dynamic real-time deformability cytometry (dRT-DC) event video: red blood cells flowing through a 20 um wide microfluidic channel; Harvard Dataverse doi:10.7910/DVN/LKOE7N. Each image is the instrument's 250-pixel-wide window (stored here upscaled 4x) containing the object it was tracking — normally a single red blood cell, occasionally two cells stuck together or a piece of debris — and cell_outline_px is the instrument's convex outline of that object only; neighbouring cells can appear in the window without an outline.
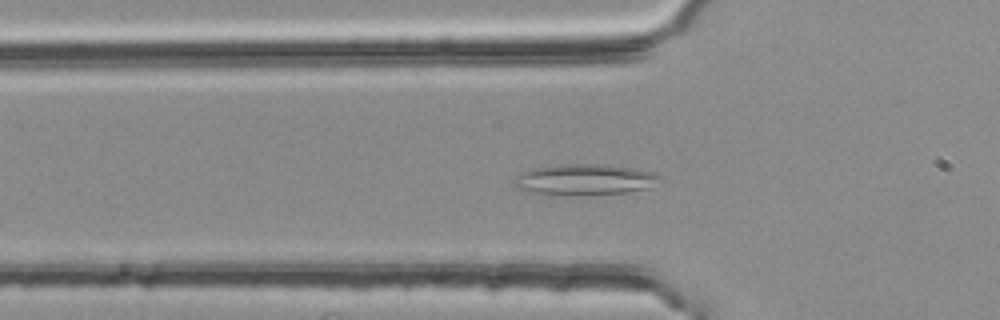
{"species": "common noctule bat (a hibernating species)", "species_latin": "Nyctalus noctula", "temperature_condition": "room temperature", "stored_images_in_passage": 48, "camera_frame_rate_fps": 3000, "um_per_image_px": 0.085, "animal": {"sex": "female", "body_mass_g": 25.1}, "frame": {"image": 1, "passage_image": 18, "time_ms": 5.667, "image_size_px": [1000, 320], "cell_outline_px": [[664, 176], [644, 188], [624, 192], [528, 192], [516, 188], [512, 184], [512, 180], [524, 172], [532, 168], [564, 164], [608, 164], [632, 168], [652, 172]], "centroid_in_image_um": [49.66, 15.2], "position_along_channel_um": 76.1, "area_um2": 24.74}}
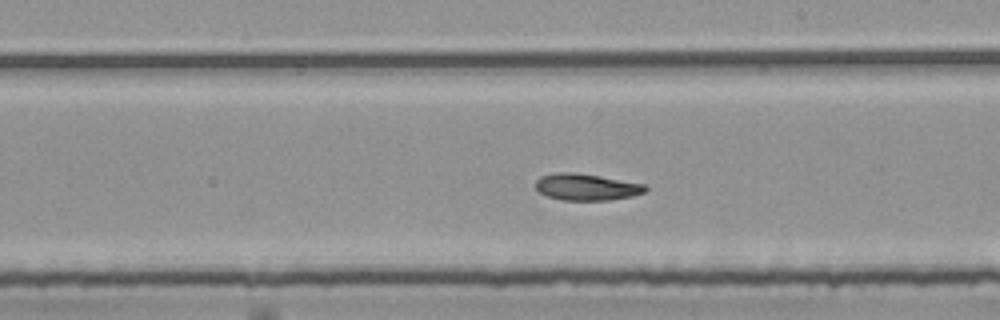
{"frame": {"image": 2, "passage_image": 31, "time_ms": 10.0, "image_size_px": [1000, 320], "cell_outline_px": [[648, 188], [644, 192], [632, 196], [608, 200], [564, 200], [548, 196], [540, 192], [536, 188], [536, 180], [540, 176], [552, 172], [572, 172], [600, 176], [644, 184]], "centroid_in_image_um": [49.82, 15.88], "position_along_channel_um": 239.2, "area_um2": 16.94}}
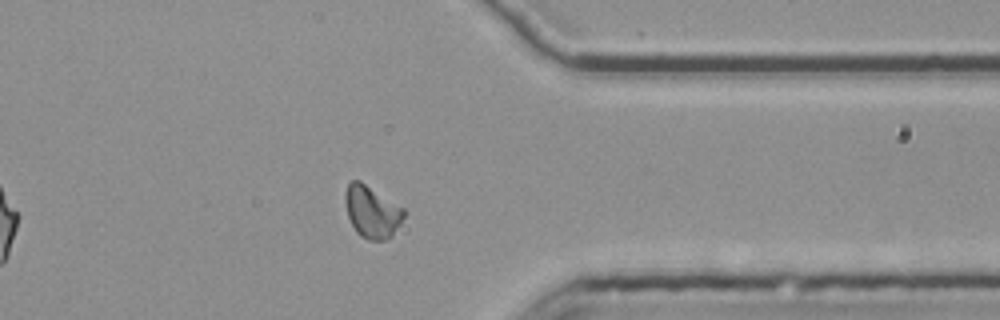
{"frame": {"image": 3, "passage_image": 43, "time_ms": 14.0, "image_size_px": [1000, 320], "cell_outline_px": [[404, 216], [400, 224], [392, 236], [384, 240], [368, 240], [360, 236], [356, 232], [348, 216], [344, 200], [344, 196], [348, 184], [352, 180], [360, 180], [404, 208]], "centroid_in_image_um": [31.61, 18.0], "position_along_channel_um": 379.8, "area_um2": 17.8}, "authors_computed_cell_mechanics": {"area_um2": 17.7157, "velocity_mm_per_s": 3.7425, "shape_relaxation_time_tau1_ms": null, "shape_relaxation_time_tau2_ms": 6.5138, "deformation_change_tau1": null, "deformation_change_tau2": 0.0808}}